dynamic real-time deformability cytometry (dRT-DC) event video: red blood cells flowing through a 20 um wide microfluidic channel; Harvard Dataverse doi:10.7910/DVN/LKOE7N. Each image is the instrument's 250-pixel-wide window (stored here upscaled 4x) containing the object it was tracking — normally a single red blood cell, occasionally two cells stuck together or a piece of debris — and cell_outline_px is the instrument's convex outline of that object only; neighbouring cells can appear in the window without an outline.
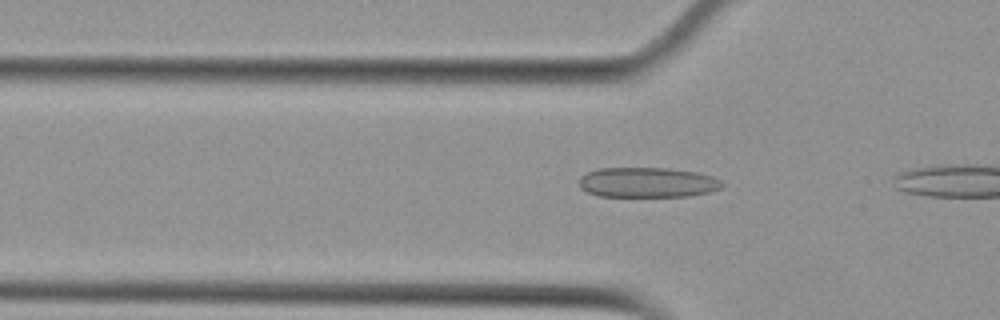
{"species": "Egyptian fruit bat (a non-hibernating species)", "species_latin": "Rousettus aegyptiacus", "temperature_condition": "cold", "stored_images_in_passage": 4, "camera_frame_rate_fps": 3000, "um_per_image_px": 0.085, "animal": {"sex": "female"}, "frame": {"image": 1, "passage_image": 2, "time_ms": 0.333, "image_size_px": [1000, 320], "cell_outline_px": [[724, 184], [720, 188], [708, 192], [688, 196], [600, 196], [588, 192], [580, 188], [580, 176], [588, 172], [600, 168], [668, 168], [696, 172], [712, 176], [720, 180]], "centroid_in_image_um": [55.03, 15.5], "position_along_channel_um": 70.8, "area_um2": 24.91}}